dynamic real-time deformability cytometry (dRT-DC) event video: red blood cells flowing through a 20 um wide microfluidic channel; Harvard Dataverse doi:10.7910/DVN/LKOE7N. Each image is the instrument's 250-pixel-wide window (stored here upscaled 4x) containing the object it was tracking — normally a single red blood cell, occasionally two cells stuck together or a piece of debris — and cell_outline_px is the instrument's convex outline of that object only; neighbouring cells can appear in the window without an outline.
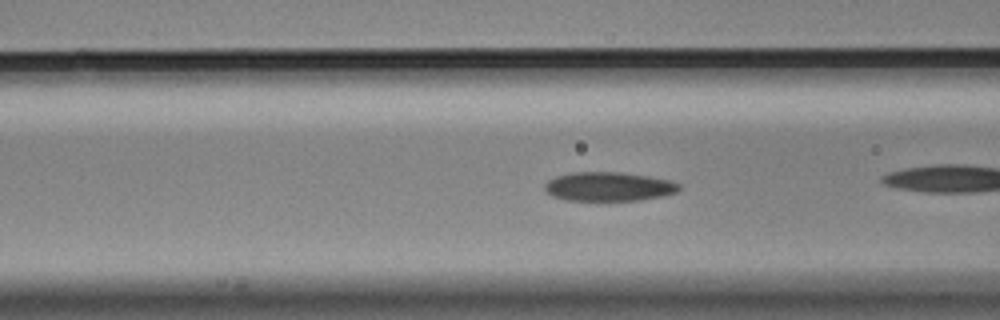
{"species": "Egyptian fruit bat (a non-hibernating species)", "species_latin": "Rousettus aegyptiacus", "temperature_condition": "cold", "stored_images_in_passage": 21, "camera_frame_rate_fps": 3000, "um_per_image_px": 0.085, "animal": {"sex": "male"}, "frame": {"image": 1, "passage_image": 4, "time_ms": 1.0, "image_size_px": [1000, 320], "cell_outline_px": [[680, 188], [676, 192], [664, 196], [640, 200], [564, 200], [552, 196], [544, 188], [544, 184], [548, 180], [556, 176], [572, 172], [620, 172], [648, 176], [668, 180], [680, 184]], "centroid_in_image_um": [51.72, 15.86], "position_along_channel_um": 114.9, "area_um2": 22.72}}